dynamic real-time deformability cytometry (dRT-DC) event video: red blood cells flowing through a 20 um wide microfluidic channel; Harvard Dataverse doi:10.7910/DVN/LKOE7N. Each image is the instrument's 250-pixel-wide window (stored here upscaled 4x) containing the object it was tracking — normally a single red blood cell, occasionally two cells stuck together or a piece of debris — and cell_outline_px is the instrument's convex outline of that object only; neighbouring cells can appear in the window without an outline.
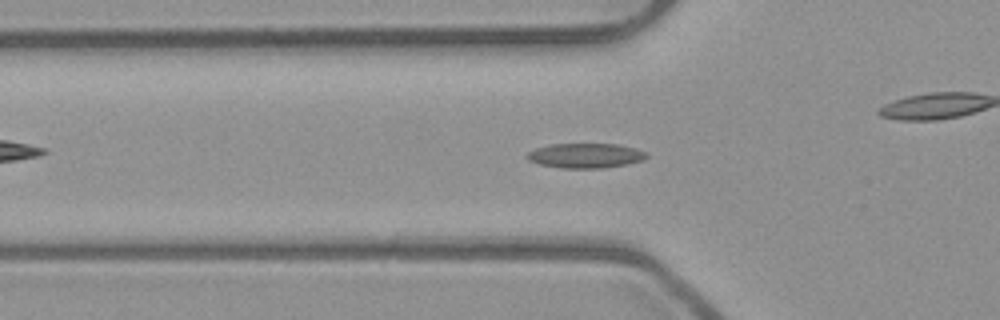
{"species": "common noctule bat (a hibernating species)", "species_latin": "Nyctalus noctula", "temperature_condition": "room temperature", "stored_images_in_passage": 53, "camera_frame_rate_fps": 3000, "um_per_image_px": 0.085, "animal": {"sex": "male", "body_mass_g": 23.1, "forearm_length_mm": 52.7}, "frame": {"image": 1, "passage_image": 18, "time_ms": 5.667, "image_size_px": [1000, 320], "cell_outline_px": [[648, 156], [644, 160], [628, 164], [604, 168], [560, 168], [540, 164], [528, 160], [524, 156], [528, 152], [536, 148], [552, 144], [616, 144], [636, 148], [648, 152]], "centroid_in_image_um": [49.79, 13.23], "position_along_channel_um": 76.0, "area_um2": 17.4}}
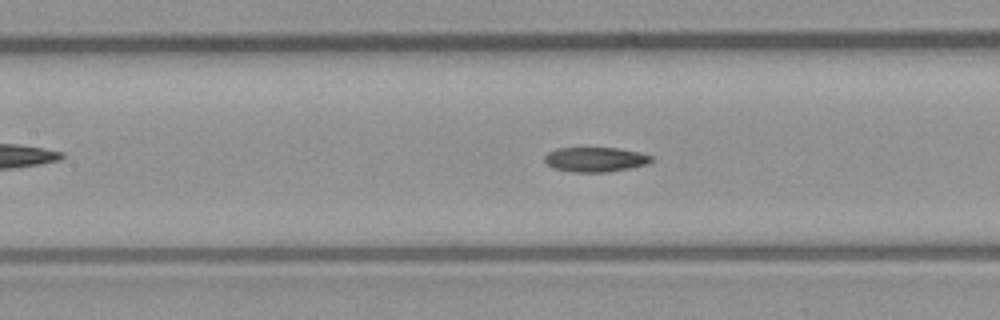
{"frame": {"image": 2, "passage_image": 24, "time_ms": 7.667, "image_size_px": [1000, 320], "cell_outline_px": [[652, 160], [648, 164], [632, 168], [608, 172], [572, 172], [552, 168], [544, 160], [544, 156], [548, 152], [556, 148], [616, 148], [640, 152], [652, 156]], "centroid_in_image_um": [50.6, 13.56], "position_along_channel_um": 156.8, "area_um2": 15.49}}
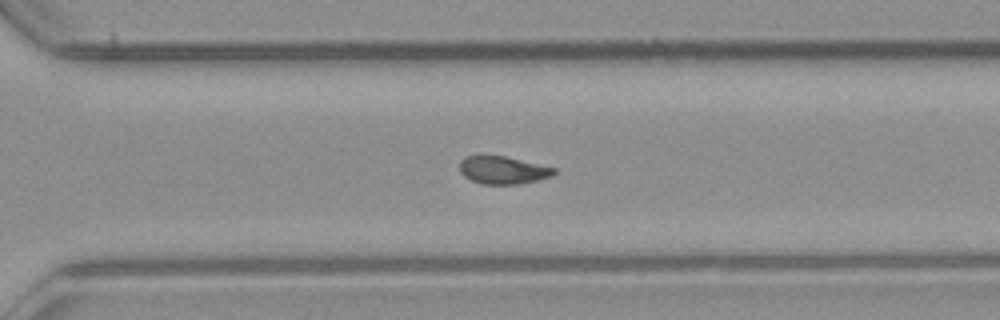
{"frame": {"image": 3, "passage_image": 37, "time_ms": 12.0, "image_size_px": [1000, 320], "cell_outline_px": [[556, 172], [552, 176], [520, 184], [480, 184], [464, 176], [460, 172], [460, 160], [464, 156], [480, 152], [484, 152], [504, 156], [556, 168]], "centroid_in_image_um": [42.67, 14.41], "position_along_channel_um": 327.9, "area_um2": 15.78}, "authors_computed_cell_mechanics": {"area_um2": 15.895, "velocity_mm_per_s": 3.9613, "shape_relaxation_time_tau1_ms": null, "shape_relaxation_time_tau2_ms": 3.4882, "deformation_change_tau1": null, "deformation_change_tau2": 0.0871}}